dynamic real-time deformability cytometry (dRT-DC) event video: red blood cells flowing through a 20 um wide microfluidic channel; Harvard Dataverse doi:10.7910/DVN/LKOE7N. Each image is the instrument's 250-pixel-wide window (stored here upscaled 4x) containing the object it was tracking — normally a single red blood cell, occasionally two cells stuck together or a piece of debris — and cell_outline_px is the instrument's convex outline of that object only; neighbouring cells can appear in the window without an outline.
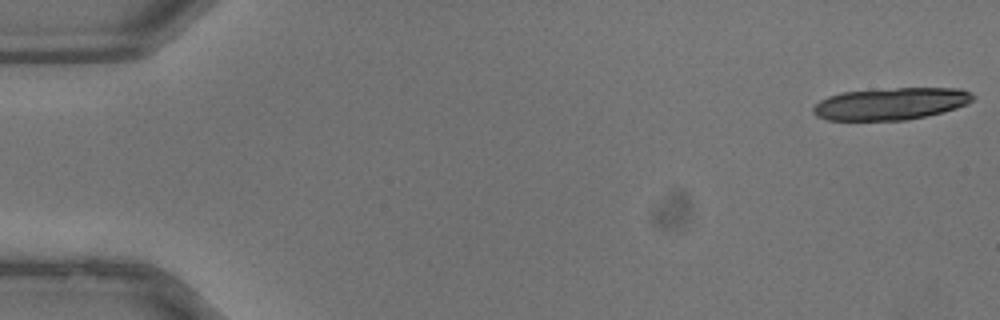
{"species": "common noctule bat (a hibernating species)", "species_latin": "Nyctalus noctula", "temperature_condition": "warm", "stored_images_in_passage": 13, "camera_frame_rate_fps": 3000, "um_per_image_px": 0.085, "animal": {"sex": "male", "body_mass_g": 13.3}, "frame": {"image": 1, "passage_image": 1, "time_ms": 0.0, "image_size_px": [1000, 320], "cell_outline_px": [[976, 96], [968, 104], [956, 108], [924, 116], [904, 120], [828, 120], [816, 116], [812, 112], [812, 108], [820, 100], [828, 96], [840, 92], [896, 88], [960, 88], [972, 92]], "centroid_in_image_um": [75.71, 8.81], "position_along_channel_um": 9.3, "area_um2": 29.88}}
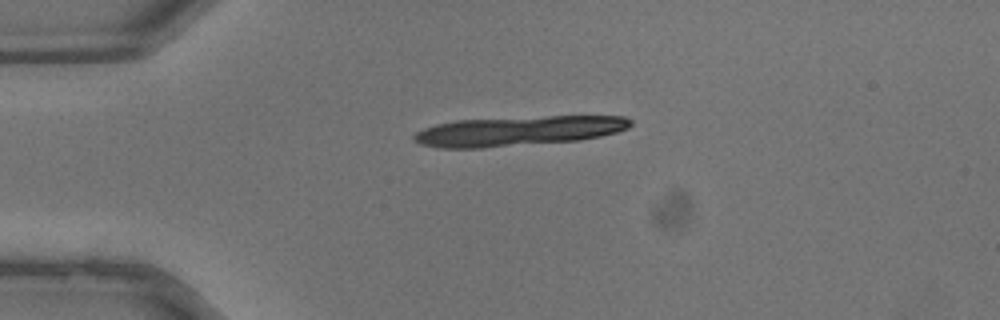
{"frame": {"image": 2, "passage_image": 9, "time_ms": 2.667, "image_size_px": [1000, 320], "cell_outline_px": [[632, 124], [628, 128], [616, 132], [600, 136], [580, 140], [480, 148], [444, 148], [420, 144], [412, 140], [412, 136], [416, 132], [424, 128], [436, 124], [456, 120], [548, 116], [624, 116], [632, 120]], "centroid_in_image_um": [44.04, 11.13], "position_along_channel_um": 41.0, "area_um2": 37.51}}